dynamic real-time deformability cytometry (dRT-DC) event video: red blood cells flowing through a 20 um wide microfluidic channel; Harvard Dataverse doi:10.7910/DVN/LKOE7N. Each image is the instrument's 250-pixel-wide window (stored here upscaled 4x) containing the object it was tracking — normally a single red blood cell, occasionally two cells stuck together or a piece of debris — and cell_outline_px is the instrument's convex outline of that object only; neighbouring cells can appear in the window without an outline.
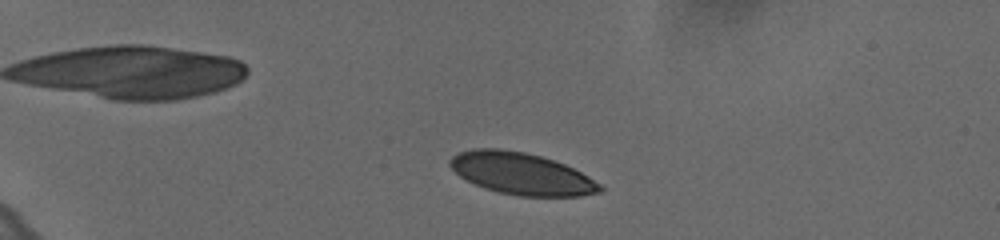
{"species": "human", "species_latin": "Homo sapiens", "temperature_condition": "cold", "stored_images_in_passage": 45, "camera_frame_rate_fps": 3000, "um_per_image_px": 0.085, "donor": {"sex": "female"}, "frame": {"image": 1, "passage_image": 1, "time_ms": 0.0, "image_size_px": [1000, 240], "cell_outline_px": [[604, 188], [600, 192], [580, 196], [520, 196], [500, 192], [484, 188], [460, 176], [448, 164], [448, 160], [452, 156], [460, 152], [476, 148], [500, 148], [524, 152], [540, 156], [564, 164], [588, 176], [600, 184]], "centroid_in_image_um": [44.31, 14.75], "position_along_channel_um": 40.7, "area_um2": 36.3}}
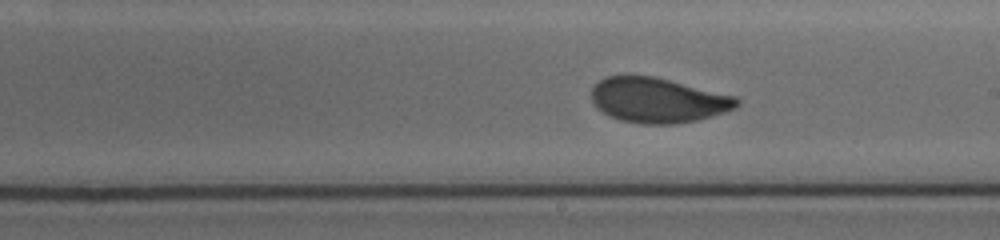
{"frame": {"image": 2, "passage_image": 23, "time_ms": 7.333, "image_size_px": [1000, 240], "cell_outline_px": [[740, 104], [736, 108], [712, 116], [696, 120], [676, 124], [640, 124], [620, 120], [608, 116], [596, 108], [592, 104], [592, 88], [600, 80], [608, 76], [656, 76], [736, 96], [740, 100]], "centroid_in_image_um": [55.93, 8.52], "position_along_channel_um": 233.1, "area_um2": 38.38}}
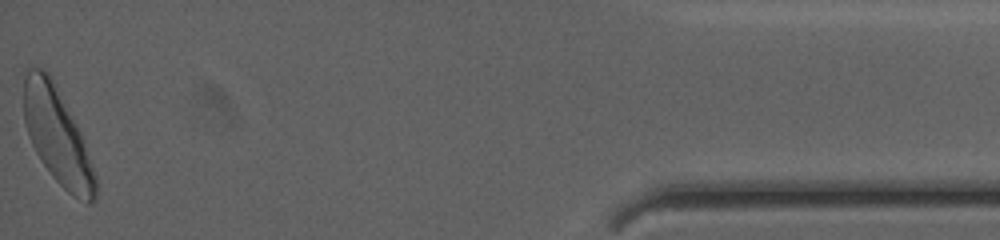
{"frame": {"image": 3, "passage_image": 45, "time_ms": 14.667, "image_size_px": [1000, 240], "cell_outline_px": [[96, 200], [88, 204], [72, 196], [52, 176], [40, 160], [28, 136], [24, 120], [24, 68], [44, 68], [48, 72], [76, 124], [80, 132], [96, 176]], "centroid_in_image_um": [4.85, 11.57], "position_along_channel_um": 430.3, "area_um2": 39.59}, "authors_computed_cell_mechanics": {"area_um2": 37.859, "velocity_mm_per_s": 3.6149, "shape_relaxation_time_tau1_ms": 4.9063, "shape_relaxation_time_tau2_ms": 1.2433, "deformation_change_tau1": 0.1511, "deformation_change_tau2": 0.0519}}